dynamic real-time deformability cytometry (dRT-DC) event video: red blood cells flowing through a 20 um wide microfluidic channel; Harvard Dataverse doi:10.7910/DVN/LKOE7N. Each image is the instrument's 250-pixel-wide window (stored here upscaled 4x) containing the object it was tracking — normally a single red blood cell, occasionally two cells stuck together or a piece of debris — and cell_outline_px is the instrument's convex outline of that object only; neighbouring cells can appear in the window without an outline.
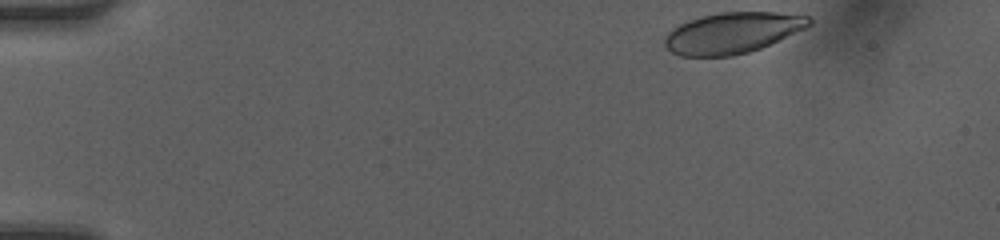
{"species": "human", "species_latin": "Homo sapiens", "temperature_condition": "room temperature", "stored_images_in_passage": 27, "camera_frame_rate_fps": 3000, "um_per_image_px": 0.085, "donor": {"sex": "female"}, "frame": {"image": 1, "passage_image": 1, "time_ms": 0.0, "image_size_px": [1000, 240], "cell_outline_px": [[812, 24], [808, 28], [760, 48], [748, 52], [732, 56], [680, 56], [672, 52], [664, 44], [664, 36], [672, 28], [688, 20], [700, 16], [720, 12], [776, 12], [808, 16], [812, 20]], "centroid_in_image_um": [62.26, 2.79], "position_along_channel_um": 22.7, "area_um2": 34.62}}
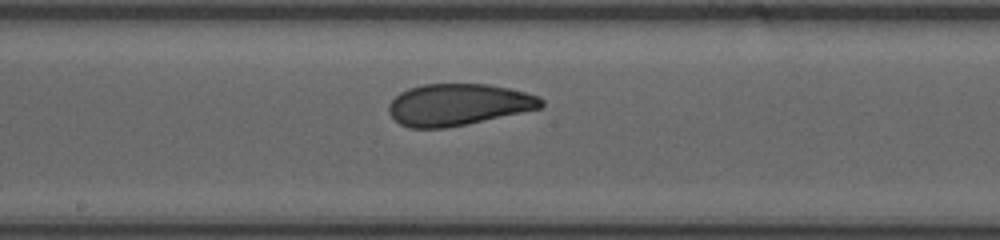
{"frame": {"image": 2, "passage_image": 14, "time_ms": 4.333, "image_size_px": [1000, 240], "cell_outline_px": [[544, 104], [540, 108], [468, 124], [444, 128], [408, 128], [400, 124], [388, 112], [388, 104], [400, 92], [408, 88], [424, 84], [488, 84], [508, 88], [540, 96], [544, 100]], "centroid_in_image_um": [38.94, 8.89], "position_along_channel_um": 209.3, "area_um2": 37.05}}
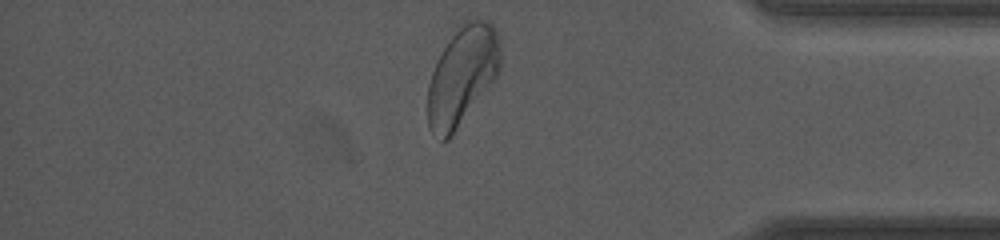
{"frame": {"image": 3, "passage_image": 27, "time_ms": 8.667, "image_size_px": [1000, 240], "cell_outline_px": [[500, 72], [452, 136], [448, 140], [440, 140], [428, 128], [428, 84], [436, 60], [456, 24], [464, 20], [488, 20], [496, 28], [500, 44]], "centroid_in_image_um": [39.28, 6.39], "position_along_channel_um": 395.9, "area_um2": 42.37}, "authors_computed_cell_mechanics": {"area_um2": 37.1654, "velocity_mm_per_s": 4.2389, "shape_relaxation_time_tau1_ms": 3.372, "shape_relaxation_time_tau2_ms": 0.7969, "deformation_change_tau1": 0.1491, "deformation_change_tau2": 0.0599}}